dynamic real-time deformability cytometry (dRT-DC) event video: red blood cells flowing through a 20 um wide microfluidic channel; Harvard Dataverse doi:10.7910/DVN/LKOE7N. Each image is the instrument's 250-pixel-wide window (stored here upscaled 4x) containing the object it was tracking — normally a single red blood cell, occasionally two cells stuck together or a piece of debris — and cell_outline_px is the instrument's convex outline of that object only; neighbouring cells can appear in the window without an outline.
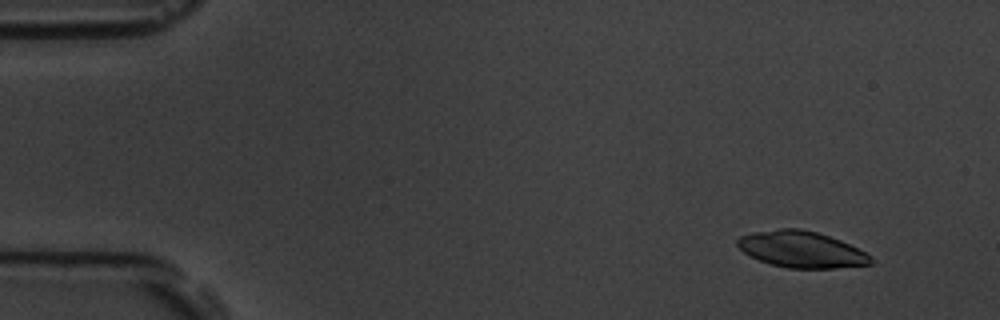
{"species": "common noctule bat (a hibernating species)", "species_latin": "Nyctalus noctula", "temperature_condition": "room temperature", "stored_images_in_passage": 4, "camera_frame_rate_fps": 3000, "um_per_image_px": 0.085, "animal": {"sex": "male", "body_mass_g": 19.5, "forearm_length_mm": 54.6}, "frame": {"image": 1, "passage_image": 1, "time_ms": 0.0, "image_size_px": [1000, 320], "cell_outline_px": [[872, 264], [832, 268], [788, 268], [772, 264], [760, 260], [744, 252], [736, 244], [736, 240], [740, 236], [756, 232], [780, 228], [800, 228], [816, 232], [840, 240], [872, 256]], "centroid_in_image_um": [68.12, 21.2], "position_along_channel_um": 16.9, "area_um2": 27.86}}